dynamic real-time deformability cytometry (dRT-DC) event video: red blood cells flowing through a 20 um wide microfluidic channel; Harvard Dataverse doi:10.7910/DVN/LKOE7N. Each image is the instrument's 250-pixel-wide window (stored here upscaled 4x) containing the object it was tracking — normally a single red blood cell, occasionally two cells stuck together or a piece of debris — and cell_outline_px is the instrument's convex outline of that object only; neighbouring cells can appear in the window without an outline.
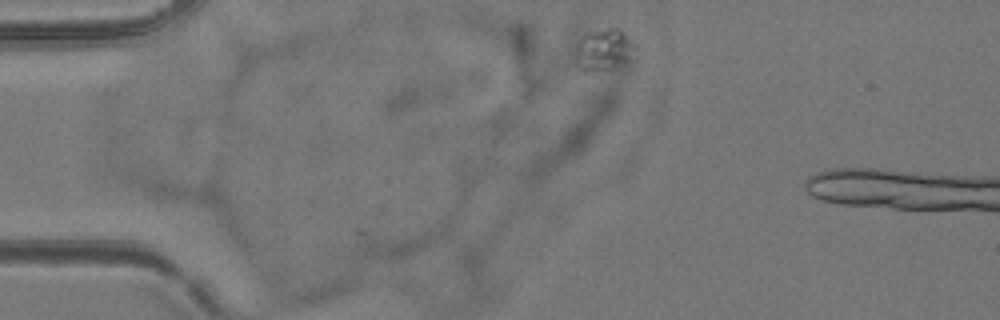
{"species": "common noctule bat (a hibernating species)", "species_latin": "Nyctalus noctula", "temperature_condition": "room temperature", "stored_images_in_passage": 6, "camera_frame_rate_fps": 3000, "um_per_image_px": 0.085, "animal": {"sex": "female", "body_mass_g": 24.6, "forearm_length_mm": 56.2}, "frame": {"image": 1, "passage_image": 3, "time_ms": 0.667, "image_size_px": [1000, 320], "cell_outline_px": [[628, 44], [620, 56], [608, 68], [580, 68], [576, 56], [576, 40], [580, 36], [604, 28], [616, 28], [624, 32]], "centroid_in_image_um": [51.03, 4.08], "position_along_channel_um": 34.0, "area_um2": 11.91}}